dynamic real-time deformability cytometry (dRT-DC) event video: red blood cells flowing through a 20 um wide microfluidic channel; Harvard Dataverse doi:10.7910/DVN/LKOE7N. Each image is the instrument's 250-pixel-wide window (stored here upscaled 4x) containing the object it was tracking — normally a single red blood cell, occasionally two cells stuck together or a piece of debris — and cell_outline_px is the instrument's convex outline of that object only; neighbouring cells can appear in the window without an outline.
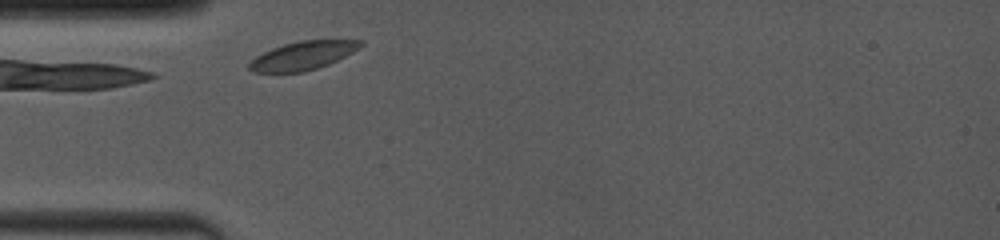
{"species": "common noctule bat (a hibernating species)", "species_latin": "Nyctalus noctula", "temperature_condition": "room temperature", "stored_images_in_passage": 34, "camera_frame_rate_fps": 4000, "um_per_image_px": 0.085, "animal": {"sex": "female", "body_mass_g": 19.0, "forearm_length_mm": 53.3}, "frame": {"image": 1, "passage_image": 2, "time_ms": 0.25, "image_size_px": [1000, 240], "cell_outline_px": [[364, 44], [360, 48], [328, 64], [304, 72], [252, 72], [248, 68], [248, 64], [256, 56], [272, 48], [284, 44], [300, 40], [364, 40]], "centroid_in_image_um": [25.74, 4.72], "position_along_channel_um": 59.3, "area_um2": 18.32}}
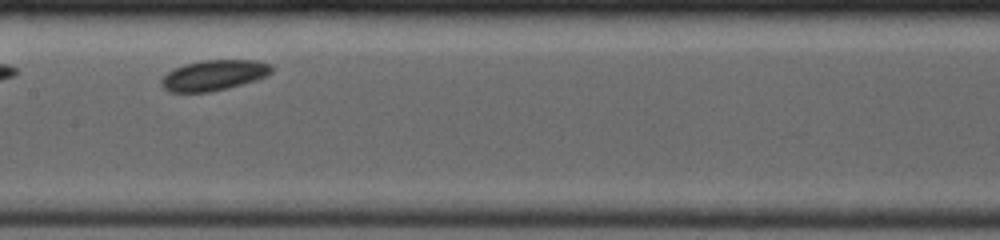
{"frame": {"image": 2, "passage_image": 13, "time_ms": 3.75, "image_size_px": [1000, 240], "cell_outline_px": [[272, 72], [256, 80], [228, 88], [208, 92], [168, 92], [160, 84], [160, 80], [168, 72], [184, 64], [204, 60], [256, 60], [272, 64]], "centroid_in_image_um": [18.17, 6.39], "position_along_channel_um": 189.2, "area_um2": 19.54}}
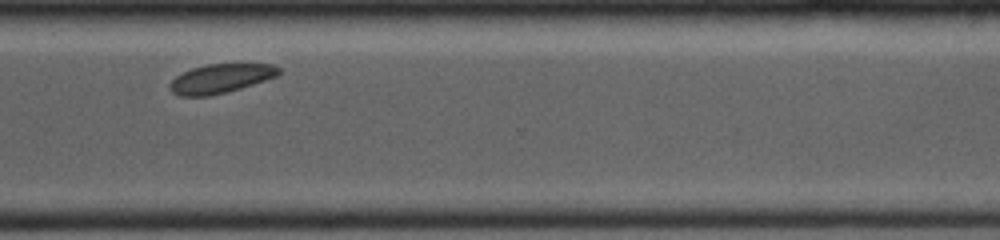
{"frame": {"image": 3, "passage_image": 28, "time_ms": 8.0, "image_size_px": [1000, 240], "cell_outline_px": [[280, 72], [276, 76], [240, 88], [212, 96], [180, 96], [172, 92], [168, 88], [168, 84], [176, 76], [192, 68], [208, 64], [272, 64], [280, 68]], "centroid_in_image_um": [18.71, 6.68], "position_along_channel_um": 351.9, "area_um2": 18.32}}